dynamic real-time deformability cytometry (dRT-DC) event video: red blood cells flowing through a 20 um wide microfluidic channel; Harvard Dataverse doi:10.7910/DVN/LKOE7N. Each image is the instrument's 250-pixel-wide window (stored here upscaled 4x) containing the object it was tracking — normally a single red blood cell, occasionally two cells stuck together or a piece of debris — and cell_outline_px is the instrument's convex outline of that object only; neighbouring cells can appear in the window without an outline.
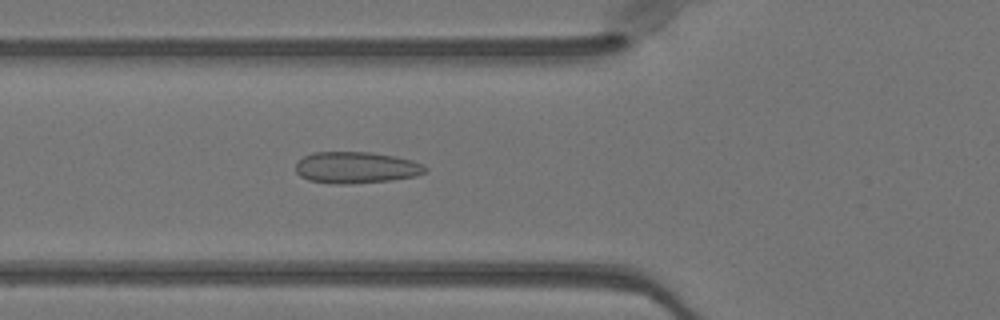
{"species": "Egyptian fruit bat (a non-hibernating species)", "species_latin": "Rousettus aegyptiacus", "temperature_condition": "warm", "stored_images_in_passage": 48, "camera_frame_rate_fps": 3000, "um_per_image_px": 0.085, "animal": {"sex": "female"}, "frame": {"image": 1, "passage_image": 18, "time_ms": 5.667, "image_size_px": [1000, 320], "cell_outline_px": [[428, 168], [424, 172], [416, 176], [388, 180], [348, 184], [336, 184], [308, 180], [300, 176], [296, 172], [296, 164], [304, 156], [312, 152], [372, 152], [396, 156], [412, 160], [424, 164]], "centroid_in_image_um": [30.27, 14.23], "position_along_channel_um": 95.5, "area_um2": 23.81}}
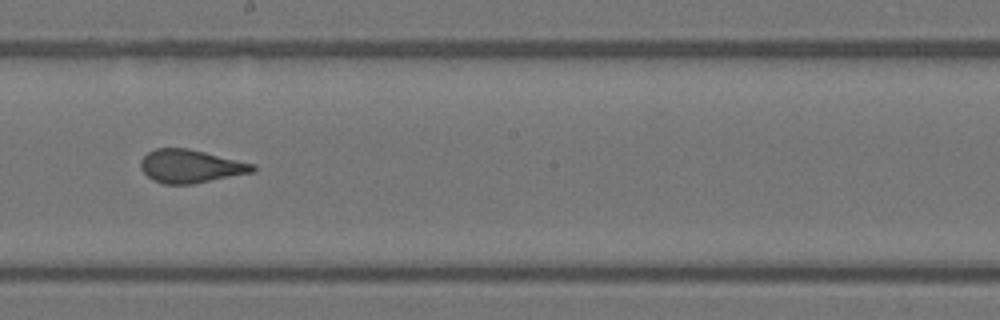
{"frame": {"image": 2, "passage_image": 28, "time_ms": 9.0, "image_size_px": [1000, 320], "cell_outline_px": [[256, 168], [252, 172], [192, 184], [164, 184], [152, 180], [140, 168], [140, 160], [148, 152], [156, 148], [188, 148], [256, 164]], "centroid_in_image_um": [16.18, 14.12], "position_along_channel_um": 232.0, "area_um2": 21.62}}
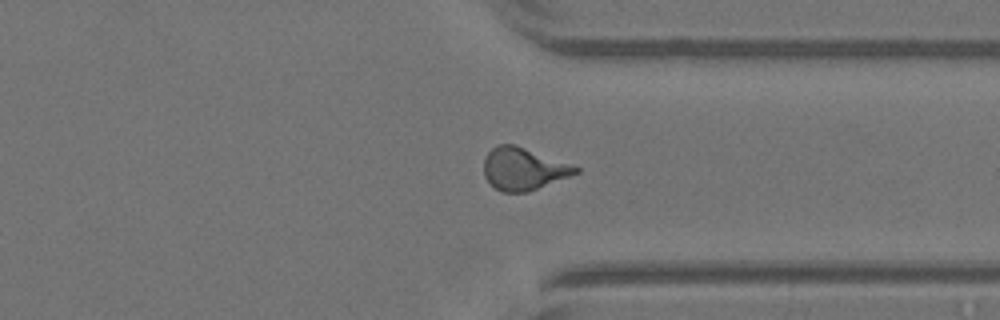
{"frame": {"image": 3, "passage_image": 38, "time_ms": 12.333, "image_size_px": [1000, 320], "cell_outline_px": [[580, 172], [528, 192], [504, 192], [496, 188], [484, 176], [484, 160], [488, 152], [496, 144], [516, 144], [572, 164], [580, 168]], "centroid_in_image_um": [44.5, 14.33], "position_along_channel_um": 366.9, "area_um2": 22.66}, "authors_computed_cell_mechanics": {"area_um2": 22.4553, "velocity_mm_per_s": 4.0658, "shape_relaxation_time_tau1_ms": 8.1699, "shape_relaxation_time_tau2_ms": 0.8251, "deformation_change_tau1": 0.1788, "deformation_change_tau2": 0.0697}}